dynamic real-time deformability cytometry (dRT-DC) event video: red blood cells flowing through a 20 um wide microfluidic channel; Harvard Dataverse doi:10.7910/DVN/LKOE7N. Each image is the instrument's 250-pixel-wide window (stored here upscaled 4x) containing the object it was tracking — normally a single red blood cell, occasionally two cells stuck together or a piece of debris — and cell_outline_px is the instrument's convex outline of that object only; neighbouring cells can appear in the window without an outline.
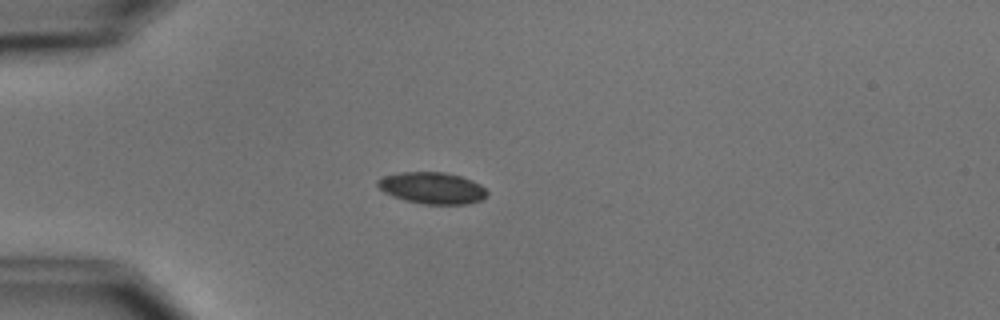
{"species": "common noctule bat (a hibernating species)", "species_latin": "Nyctalus noctula", "temperature_condition": "cold", "stored_images_in_passage": 7, "camera_frame_rate_fps": 3000, "um_per_image_px": 0.085, "animal": {"sex": "male", "body_mass_g": 15.6}, "frame": {"image": 1, "passage_image": 4, "time_ms": 3.667, "image_size_px": [1000, 320], "cell_outline_px": [[488, 196], [480, 200], [468, 204], [424, 204], [404, 200], [392, 196], [384, 192], [376, 184], [376, 180], [384, 176], [400, 172], [444, 172], [460, 176], [472, 180], [480, 184], [488, 192]], "centroid_in_image_um": [36.73, 15.98], "position_along_channel_um": 48.3, "area_um2": 20.23}}
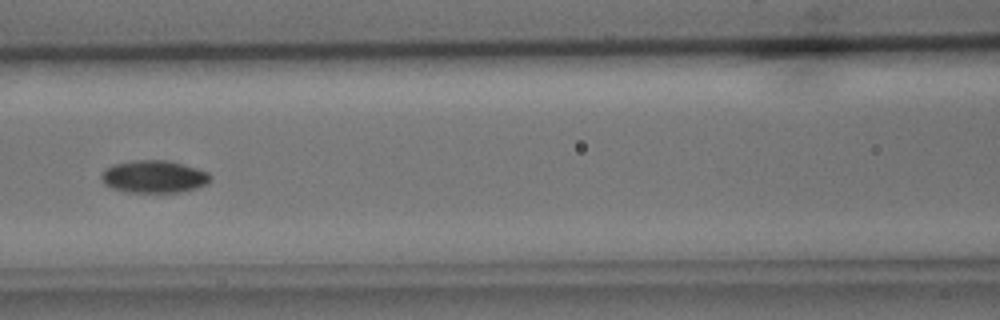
{"frame": {"image": 2, "passage_image": 7, "time_ms": 7.0, "image_size_px": [1000, 320], "cell_outline_px": [[212, 176], [208, 184], [196, 188], [180, 192], [128, 192], [112, 188], [104, 184], [100, 180], [100, 176], [104, 168], [112, 164], [132, 160], [168, 160], [196, 168], [208, 172]], "centroid_in_image_um": [13.06, 15.01], "position_along_channel_um": 153.5, "area_um2": 20.87}}